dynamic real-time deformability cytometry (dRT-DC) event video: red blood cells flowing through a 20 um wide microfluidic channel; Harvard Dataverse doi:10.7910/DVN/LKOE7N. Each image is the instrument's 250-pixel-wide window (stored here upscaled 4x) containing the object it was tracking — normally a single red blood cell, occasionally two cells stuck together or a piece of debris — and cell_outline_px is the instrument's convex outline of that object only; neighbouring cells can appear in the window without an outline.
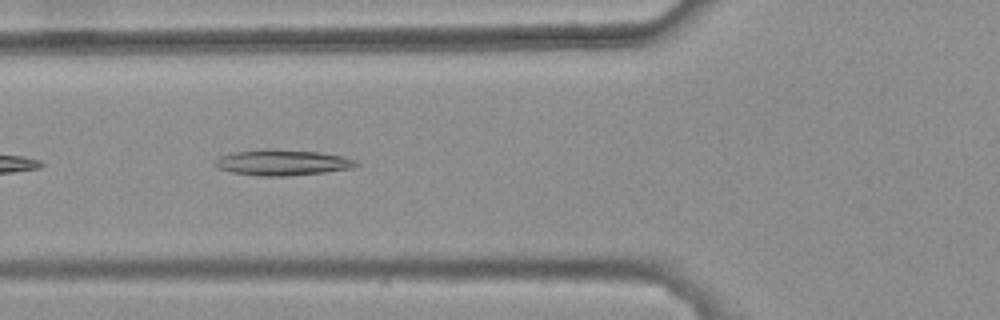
{"species": "common noctule bat (a hibernating species)", "species_latin": "Nyctalus noctula", "temperature_condition": "warm", "stored_images_in_passage": 10, "camera_frame_rate_fps": 3000, "um_per_image_px": 0.085, "animal": {"sex": "female", "body_mass_g": 25.1}, "frame": {"image": 1, "passage_image": 4, "time_ms": 1.0, "image_size_px": [1000, 320], "cell_outline_px": [[360, 164], [352, 168], [324, 172], [288, 176], [260, 176], [232, 172], [216, 168], [212, 164], [212, 160], [220, 156], [236, 152], [320, 152], [344, 156], [356, 160]], "centroid_in_image_um": [24.02, 13.87], "position_along_channel_um": 101.8, "area_um2": 20.23}}
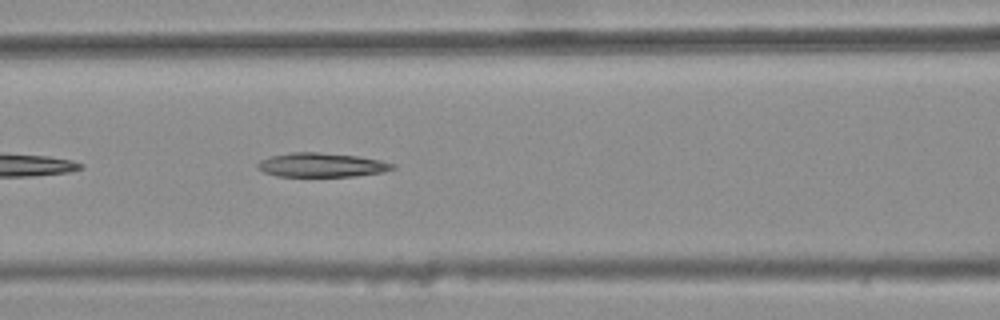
{"frame": {"image": 2, "passage_image": 7, "time_ms": 2.0, "image_size_px": [1000, 320], "cell_outline_px": [[396, 168], [384, 172], [356, 176], [276, 176], [264, 172], [256, 168], [256, 164], [260, 160], [268, 156], [292, 152], [320, 152], [356, 156], [380, 160], [396, 164]], "centroid_in_image_um": [27.32, 14.02], "position_along_channel_um": 139.3, "area_um2": 19.13}}